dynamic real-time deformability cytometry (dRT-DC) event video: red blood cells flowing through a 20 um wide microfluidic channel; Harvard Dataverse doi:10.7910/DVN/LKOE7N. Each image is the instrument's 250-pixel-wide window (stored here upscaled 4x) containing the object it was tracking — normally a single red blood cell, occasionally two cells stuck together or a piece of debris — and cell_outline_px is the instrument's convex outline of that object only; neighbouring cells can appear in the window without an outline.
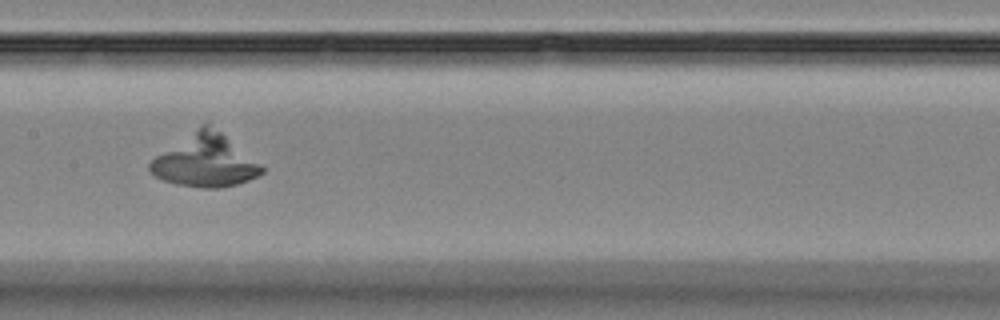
{"species": "Egyptian fruit bat (a non-hibernating species)", "species_latin": "Rousettus aegyptiacus", "temperature_condition": "room temperature", "stored_images_in_passage": 14, "camera_frame_rate_fps": 3000, "um_per_image_px": 0.085, "animal": {"sex": "female"}, "frame": {"image": 1, "passage_image": 7, "time_ms": 7.667, "image_size_px": [1000, 320], "cell_outline_px": [[264, 172], [248, 180], [236, 184], [220, 188], [200, 188], [176, 184], [164, 180], [148, 172], [148, 164], [156, 156], [204, 124], [208, 124], [220, 132], [260, 164], [264, 168]], "centroid_in_image_um": [17.42, 13.72], "position_along_channel_um": 190.0, "area_um2": 33.12}}